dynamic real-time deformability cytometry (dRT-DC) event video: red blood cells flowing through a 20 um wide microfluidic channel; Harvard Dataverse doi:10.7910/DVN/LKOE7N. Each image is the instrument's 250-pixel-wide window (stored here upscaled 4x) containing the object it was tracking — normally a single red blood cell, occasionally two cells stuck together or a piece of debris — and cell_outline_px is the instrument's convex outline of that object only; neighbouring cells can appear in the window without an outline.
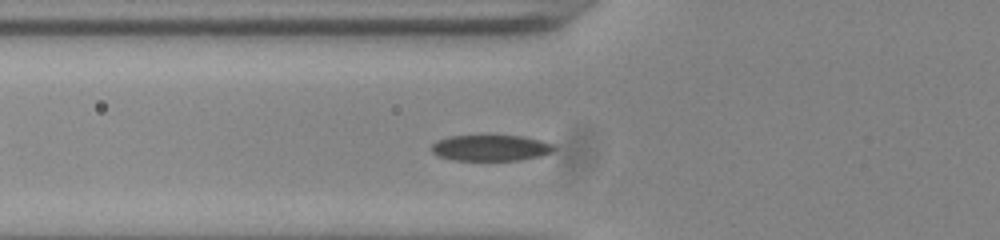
{"species": "common noctule bat (a hibernating species)", "species_latin": "Nyctalus noctula", "temperature_condition": "room temperature", "stored_images_in_passage": 49, "camera_frame_rate_fps": 3000, "um_per_image_px": 0.085, "animal": {"sex": "male", "body_mass_g": 20.0, "forearm_length_mm": 53.3}, "frame": {"image": 1, "passage_image": 16, "time_ms": 5.0, "image_size_px": [1000, 240], "cell_outline_px": [[556, 148], [552, 152], [540, 156], [520, 160], [452, 160], [440, 156], [432, 152], [432, 144], [448, 136], [484, 132], [524, 136], [556, 144]], "centroid_in_image_um": [41.74, 12.51], "position_along_channel_um": 84.1, "area_um2": 19.59}}
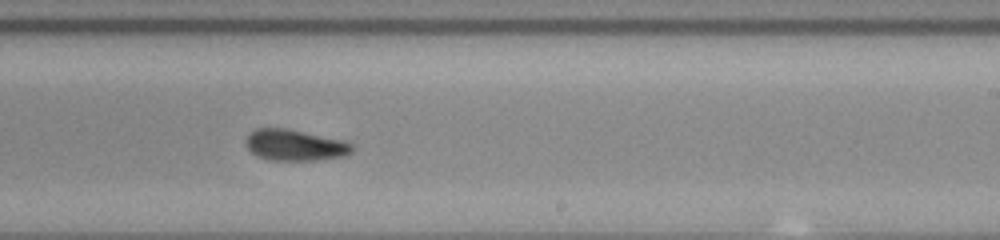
{"frame": {"image": 2, "passage_image": 30, "time_ms": 9.667, "image_size_px": [1000, 240], "cell_outline_px": [[352, 152], [344, 156], [316, 160], [268, 160], [256, 156], [244, 144], [244, 140], [248, 132], [256, 128], [284, 128], [344, 140], [352, 144]], "centroid_in_image_um": [25.01, 12.33], "position_along_channel_um": 264.0, "area_um2": 19.42}}
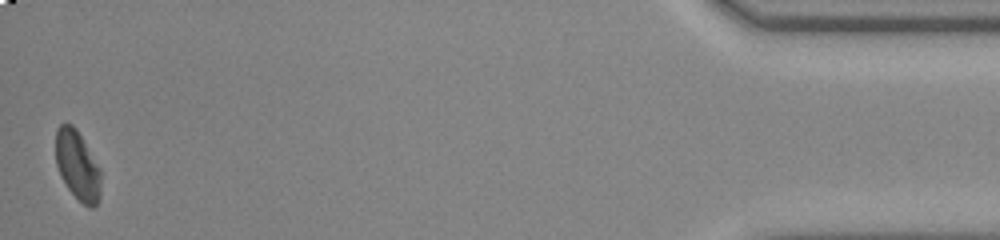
{"frame": {"image": 3, "passage_image": 49, "time_ms": 16.0, "image_size_px": [1000, 240], "cell_outline_px": [[100, 196], [96, 204], [92, 208], [88, 208], [68, 188], [60, 176], [56, 164], [56, 128], [60, 124], [72, 124], [76, 128], [100, 168]], "centroid_in_image_um": [6.58, 14.05], "position_along_channel_um": 428.6, "area_um2": 18.09}, "authors_computed_cell_mechanics": {"area_um2": 19.3052, "velocity_mm_per_s": 3.8581, "shape_relaxation_time_tau1_ms": 6.4724, "shape_relaxation_time_tau2_ms": 2.3583, "deformation_change_tau1": 0.1599, "deformation_change_tau2": 0.0711}}